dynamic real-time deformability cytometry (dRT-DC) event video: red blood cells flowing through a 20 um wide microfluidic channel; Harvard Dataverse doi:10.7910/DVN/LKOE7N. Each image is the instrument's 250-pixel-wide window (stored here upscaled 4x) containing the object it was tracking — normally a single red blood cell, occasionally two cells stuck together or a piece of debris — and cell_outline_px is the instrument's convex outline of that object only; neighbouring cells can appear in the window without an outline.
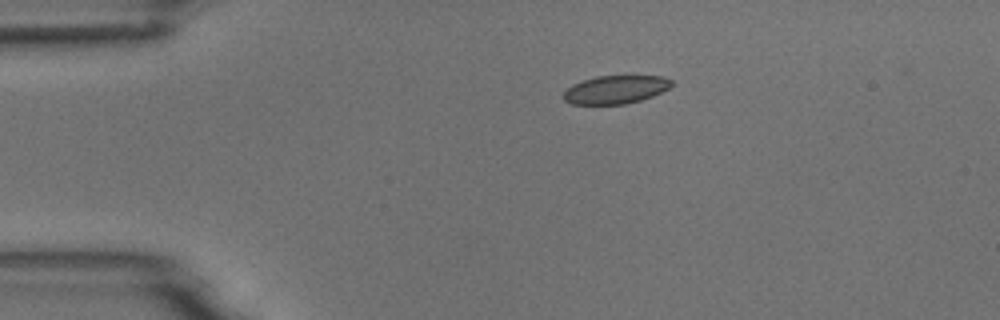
{"species": "common noctule bat (a hibernating species)", "species_latin": "Nyctalus noctula", "temperature_condition": "room temperature", "stored_images_in_passage": 3, "camera_frame_rate_fps": 3000, "um_per_image_px": 0.085, "animal": {"sex": "male", "body_mass_g": 18.8}, "frame": {"image": 1, "passage_image": 1, "time_ms": 0.0, "image_size_px": [1000, 320], "cell_outline_px": [[672, 84], [668, 88], [652, 96], [640, 100], [624, 104], [572, 104], [564, 100], [564, 92], [572, 84], [596, 76], [664, 76], [672, 80]], "centroid_in_image_um": [52.32, 7.61], "position_along_channel_um": 32.7, "area_um2": 17.57}}